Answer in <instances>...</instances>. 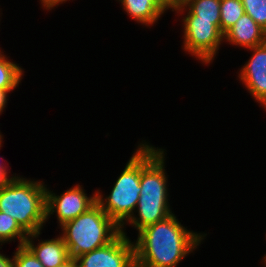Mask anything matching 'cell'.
Listing matches in <instances>:
<instances>
[{
	"label": "cell",
	"instance_id": "8fae6325",
	"mask_svg": "<svg viewBox=\"0 0 266 267\" xmlns=\"http://www.w3.org/2000/svg\"><path fill=\"white\" fill-rule=\"evenodd\" d=\"M224 41L248 49L265 43L266 31L244 13L224 34Z\"/></svg>",
	"mask_w": 266,
	"mask_h": 267
},
{
	"label": "cell",
	"instance_id": "5bb4252c",
	"mask_svg": "<svg viewBox=\"0 0 266 267\" xmlns=\"http://www.w3.org/2000/svg\"><path fill=\"white\" fill-rule=\"evenodd\" d=\"M24 71L0 51V90L12 91L21 83Z\"/></svg>",
	"mask_w": 266,
	"mask_h": 267
},
{
	"label": "cell",
	"instance_id": "7a4b0ae2",
	"mask_svg": "<svg viewBox=\"0 0 266 267\" xmlns=\"http://www.w3.org/2000/svg\"><path fill=\"white\" fill-rule=\"evenodd\" d=\"M46 188L42 181L17 175L0 189V211L11 216L27 234L39 232L47 222Z\"/></svg>",
	"mask_w": 266,
	"mask_h": 267
},
{
	"label": "cell",
	"instance_id": "cb8c5ba5",
	"mask_svg": "<svg viewBox=\"0 0 266 267\" xmlns=\"http://www.w3.org/2000/svg\"><path fill=\"white\" fill-rule=\"evenodd\" d=\"M0 267H14L13 260L0 253Z\"/></svg>",
	"mask_w": 266,
	"mask_h": 267
},
{
	"label": "cell",
	"instance_id": "4fadbf2b",
	"mask_svg": "<svg viewBox=\"0 0 266 267\" xmlns=\"http://www.w3.org/2000/svg\"><path fill=\"white\" fill-rule=\"evenodd\" d=\"M122 8L132 20L145 25L151 26L157 22L164 14V10L155 0H119Z\"/></svg>",
	"mask_w": 266,
	"mask_h": 267
},
{
	"label": "cell",
	"instance_id": "603a6c76",
	"mask_svg": "<svg viewBox=\"0 0 266 267\" xmlns=\"http://www.w3.org/2000/svg\"><path fill=\"white\" fill-rule=\"evenodd\" d=\"M8 93L10 92L6 90H0V114H2L3 110L7 105Z\"/></svg>",
	"mask_w": 266,
	"mask_h": 267
},
{
	"label": "cell",
	"instance_id": "2e32d148",
	"mask_svg": "<svg viewBox=\"0 0 266 267\" xmlns=\"http://www.w3.org/2000/svg\"><path fill=\"white\" fill-rule=\"evenodd\" d=\"M221 0H190L184 6L196 20H220Z\"/></svg>",
	"mask_w": 266,
	"mask_h": 267
},
{
	"label": "cell",
	"instance_id": "30bf717a",
	"mask_svg": "<svg viewBox=\"0 0 266 267\" xmlns=\"http://www.w3.org/2000/svg\"><path fill=\"white\" fill-rule=\"evenodd\" d=\"M41 231L28 234L25 246L34 254L44 267H65L72 260L69 256L67 246L59 235L50 240H41L34 245V238H38Z\"/></svg>",
	"mask_w": 266,
	"mask_h": 267
},
{
	"label": "cell",
	"instance_id": "ffe728a7",
	"mask_svg": "<svg viewBox=\"0 0 266 267\" xmlns=\"http://www.w3.org/2000/svg\"><path fill=\"white\" fill-rule=\"evenodd\" d=\"M2 145L0 146V148ZM8 167L6 165H2V162L0 163V189H2L11 179L17 177V176H8Z\"/></svg>",
	"mask_w": 266,
	"mask_h": 267
},
{
	"label": "cell",
	"instance_id": "44dd1931",
	"mask_svg": "<svg viewBox=\"0 0 266 267\" xmlns=\"http://www.w3.org/2000/svg\"><path fill=\"white\" fill-rule=\"evenodd\" d=\"M42 7L46 10H51L52 8L59 6V4L66 2L67 0H40Z\"/></svg>",
	"mask_w": 266,
	"mask_h": 267
},
{
	"label": "cell",
	"instance_id": "d4e9b609",
	"mask_svg": "<svg viewBox=\"0 0 266 267\" xmlns=\"http://www.w3.org/2000/svg\"><path fill=\"white\" fill-rule=\"evenodd\" d=\"M190 0H175V11L180 7L185 5Z\"/></svg>",
	"mask_w": 266,
	"mask_h": 267
},
{
	"label": "cell",
	"instance_id": "d6986e66",
	"mask_svg": "<svg viewBox=\"0 0 266 267\" xmlns=\"http://www.w3.org/2000/svg\"><path fill=\"white\" fill-rule=\"evenodd\" d=\"M12 260L14 267H44L25 245L17 246Z\"/></svg>",
	"mask_w": 266,
	"mask_h": 267
},
{
	"label": "cell",
	"instance_id": "7c38bea8",
	"mask_svg": "<svg viewBox=\"0 0 266 267\" xmlns=\"http://www.w3.org/2000/svg\"><path fill=\"white\" fill-rule=\"evenodd\" d=\"M136 212L138 217L132 216L126 223L135 229L142 230L146 226L164 220L172 214L168 200H151L139 198Z\"/></svg>",
	"mask_w": 266,
	"mask_h": 267
},
{
	"label": "cell",
	"instance_id": "9a60e30c",
	"mask_svg": "<svg viewBox=\"0 0 266 267\" xmlns=\"http://www.w3.org/2000/svg\"><path fill=\"white\" fill-rule=\"evenodd\" d=\"M245 13L242 0H221L220 30L225 34Z\"/></svg>",
	"mask_w": 266,
	"mask_h": 267
},
{
	"label": "cell",
	"instance_id": "277c9868",
	"mask_svg": "<svg viewBox=\"0 0 266 267\" xmlns=\"http://www.w3.org/2000/svg\"><path fill=\"white\" fill-rule=\"evenodd\" d=\"M140 179L141 143L117 178L109 196L103 198L100 190L96 191V202L121 230L134 216L141 192Z\"/></svg>",
	"mask_w": 266,
	"mask_h": 267
},
{
	"label": "cell",
	"instance_id": "484cf974",
	"mask_svg": "<svg viewBox=\"0 0 266 267\" xmlns=\"http://www.w3.org/2000/svg\"><path fill=\"white\" fill-rule=\"evenodd\" d=\"M65 267H77L76 263L72 260L69 264H67Z\"/></svg>",
	"mask_w": 266,
	"mask_h": 267
},
{
	"label": "cell",
	"instance_id": "e0dca14e",
	"mask_svg": "<svg viewBox=\"0 0 266 267\" xmlns=\"http://www.w3.org/2000/svg\"><path fill=\"white\" fill-rule=\"evenodd\" d=\"M28 234L18 225V223L9 215L0 211V245L11 242L19 238L18 246H23Z\"/></svg>",
	"mask_w": 266,
	"mask_h": 267
},
{
	"label": "cell",
	"instance_id": "5b68a950",
	"mask_svg": "<svg viewBox=\"0 0 266 267\" xmlns=\"http://www.w3.org/2000/svg\"><path fill=\"white\" fill-rule=\"evenodd\" d=\"M187 11L183 17L184 41L183 50L196 57L202 63L210 64L222 42L224 34L220 30V20H196L184 5L180 6L176 13Z\"/></svg>",
	"mask_w": 266,
	"mask_h": 267
},
{
	"label": "cell",
	"instance_id": "52a82bcc",
	"mask_svg": "<svg viewBox=\"0 0 266 267\" xmlns=\"http://www.w3.org/2000/svg\"><path fill=\"white\" fill-rule=\"evenodd\" d=\"M77 267H136L134 243L124 230L109 244L76 257Z\"/></svg>",
	"mask_w": 266,
	"mask_h": 267
},
{
	"label": "cell",
	"instance_id": "ac0fdd59",
	"mask_svg": "<svg viewBox=\"0 0 266 267\" xmlns=\"http://www.w3.org/2000/svg\"><path fill=\"white\" fill-rule=\"evenodd\" d=\"M242 4L245 13L266 31V0H242Z\"/></svg>",
	"mask_w": 266,
	"mask_h": 267
},
{
	"label": "cell",
	"instance_id": "7402d4cb",
	"mask_svg": "<svg viewBox=\"0 0 266 267\" xmlns=\"http://www.w3.org/2000/svg\"><path fill=\"white\" fill-rule=\"evenodd\" d=\"M158 5L166 11L167 9H172V11H175V0H155Z\"/></svg>",
	"mask_w": 266,
	"mask_h": 267
},
{
	"label": "cell",
	"instance_id": "3957f363",
	"mask_svg": "<svg viewBox=\"0 0 266 267\" xmlns=\"http://www.w3.org/2000/svg\"><path fill=\"white\" fill-rule=\"evenodd\" d=\"M60 228L71 260L109 244L121 233V228L97 202Z\"/></svg>",
	"mask_w": 266,
	"mask_h": 267
},
{
	"label": "cell",
	"instance_id": "ba28073f",
	"mask_svg": "<svg viewBox=\"0 0 266 267\" xmlns=\"http://www.w3.org/2000/svg\"><path fill=\"white\" fill-rule=\"evenodd\" d=\"M85 190L80 185L56 195L46 188V220L56 213L59 226L77 218L96 203V192L92 196H86Z\"/></svg>",
	"mask_w": 266,
	"mask_h": 267
},
{
	"label": "cell",
	"instance_id": "83f0119b",
	"mask_svg": "<svg viewBox=\"0 0 266 267\" xmlns=\"http://www.w3.org/2000/svg\"><path fill=\"white\" fill-rule=\"evenodd\" d=\"M2 136H3V135L0 133V146H1V144H2L1 142H2V140H3Z\"/></svg>",
	"mask_w": 266,
	"mask_h": 267
},
{
	"label": "cell",
	"instance_id": "8992f818",
	"mask_svg": "<svg viewBox=\"0 0 266 267\" xmlns=\"http://www.w3.org/2000/svg\"><path fill=\"white\" fill-rule=\"evenodd\" d=\"M165 149L141 143L140 197L151 200H168L165 172Z\"/></svg>",
	"mask_w": 266,
	"mask_h": 267
},
{
	"label": "cell",
	"instance_id": "6da1fadb",
	"mask_svg": "<svg viewBox=\"0 0 266 267\" xmlns=\"http://www.w3.org/2000/svg\"><path fill=\"white\" fill-rule=\"evenodd\" d=\"M206 235L187 230L172 213L138 232L133 242L136 267H177Z\"/></svg>",
	"mask_w": 266,
	"mask_h": 267
},
{
	"label": "cell",
	"instance_id": "4316f807",
	"mask_svg": "<svg viewBox=\"0 0 266 267\" xmlns=\"http://www.w3.org/2000/svg\"><path fill=\"white\" fill-rule=\"evenodd\" d=\"M262 262H264V266L266 265V255H264V257H263V261ZM266 267V266H265Z\"/></svg>",
	"mask_w": 266,
	"mask_h": 267
},
{
	"label": "cell",
	"instance_id": "9c48e42d",
	"mask_svg": "<svg viewBox=\"0 0 266 267\" xmlns=\"http://www.w3.org/2000/svg\"><path fill=\"white\" fill-rule=\"evenodd\" d=\"M248 49L253 52L252 56L238 77L250 95L266 109V42Z\"/></svg>",
	"mask_w": 266,
	"mask_h": 267
}]
</instances>
